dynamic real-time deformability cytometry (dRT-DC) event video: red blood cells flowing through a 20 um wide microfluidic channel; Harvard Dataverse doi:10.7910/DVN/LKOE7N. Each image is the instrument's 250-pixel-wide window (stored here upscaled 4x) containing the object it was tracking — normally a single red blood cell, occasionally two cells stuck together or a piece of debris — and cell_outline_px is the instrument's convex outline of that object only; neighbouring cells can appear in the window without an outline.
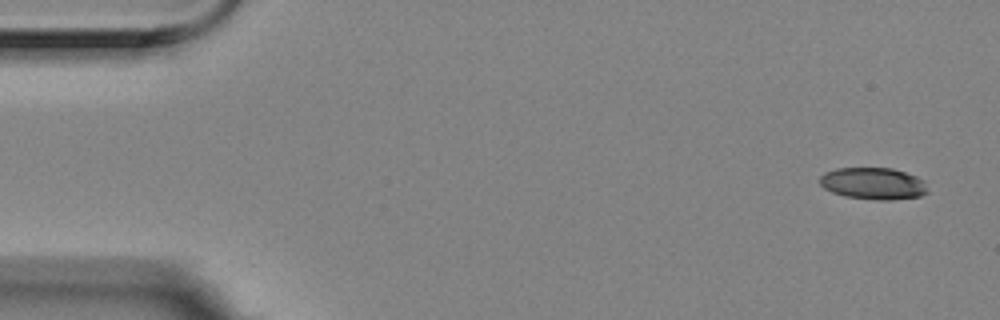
{"species": "Egyptian fruit bat (a non-hibernating species)", "species_latin": "Rousettus aegyptiacus", "temperature_condition": "room temperature", "stored_images_in_passage": 4, "camera_frame_rate_fps": 3000, "um_per_image_px": 0.085, "animal": {"sex": "female"}, "frame": {"image": 1, "passage_image": 1, "time_ms": 0.0, "image_size_px": [1000, 320], "cell_outline_px": [[928, 192], [920, 196], [892, 200], [876, 200], [844, 196], [832, 192], [824, 188], [820, 184], [820, 176], [824, 172], [836, 168], [892, 168], [916, 176], [924, 180]], "centroid_in_image_um": [74.22, 15.6], "position_along_channel_um": 10.8, "area_um2": 20.11}}
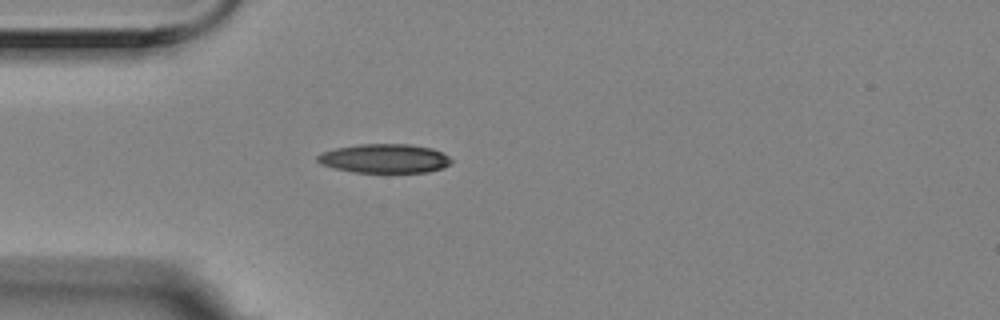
{"frame": {"image": 2, "passage_image": 4, "time_ms": 1.0, "image_size_px": [1000, 320], "cell_outline_px": [[452, 164], [444, 168], [428, 172], [356, 172], [332, 168], [320, 164], [316, 160], [316, 156], [320, 152], [336, 148], [360, 144], [408, 144], [432, 148], [444, 152], [452, 160]], "centroid_in_image_um": [32.7, 13.47], "position_along_channel_um": 52.3, "area_um2": 22.89}}